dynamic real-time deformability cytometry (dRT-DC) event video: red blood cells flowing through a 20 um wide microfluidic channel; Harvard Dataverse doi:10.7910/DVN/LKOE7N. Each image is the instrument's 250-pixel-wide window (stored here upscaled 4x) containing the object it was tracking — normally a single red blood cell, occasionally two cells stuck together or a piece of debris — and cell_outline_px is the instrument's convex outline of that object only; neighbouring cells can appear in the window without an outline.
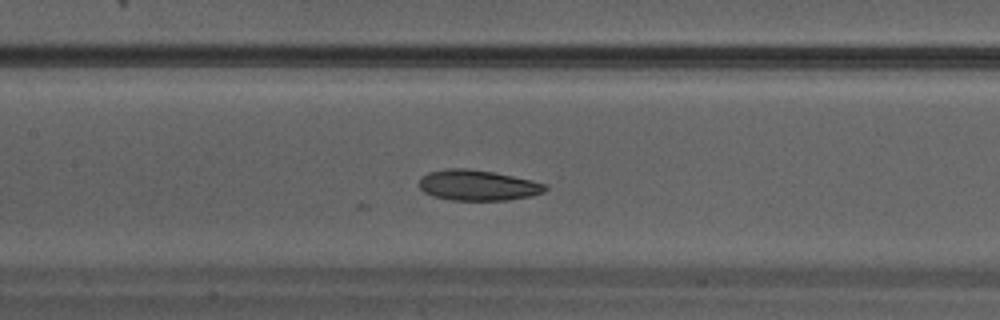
{"species": "Egyptian fruit bat (a non-hibernating species)", "species_latin": "Rousettus aegyptiacus", "temperature_condition": "warm", "stored_images_in_passage": 30, "camera_frame_rate_fps": 3000, "um_per_image_px": 0.085, "animal": {"sex": "male"}, "frame": {"image": 1, "passage_image": 15, "time_ms": 4.667, "image_size_px": [1000, 320], "cell_outline_px": [[548, 188], [544, 192], [532, 196], [508, 200], [452, 200], [432, 196], [424, 192], [420, 188], [420, 176], [428, 172], [448, 168], [468, 168], [492, 172], [532, 180], [548, 184]], "centroid_in_image_um": [40.62, 15.75], "position_along_channel_um": 166.8, "area_um2": 22.6}}